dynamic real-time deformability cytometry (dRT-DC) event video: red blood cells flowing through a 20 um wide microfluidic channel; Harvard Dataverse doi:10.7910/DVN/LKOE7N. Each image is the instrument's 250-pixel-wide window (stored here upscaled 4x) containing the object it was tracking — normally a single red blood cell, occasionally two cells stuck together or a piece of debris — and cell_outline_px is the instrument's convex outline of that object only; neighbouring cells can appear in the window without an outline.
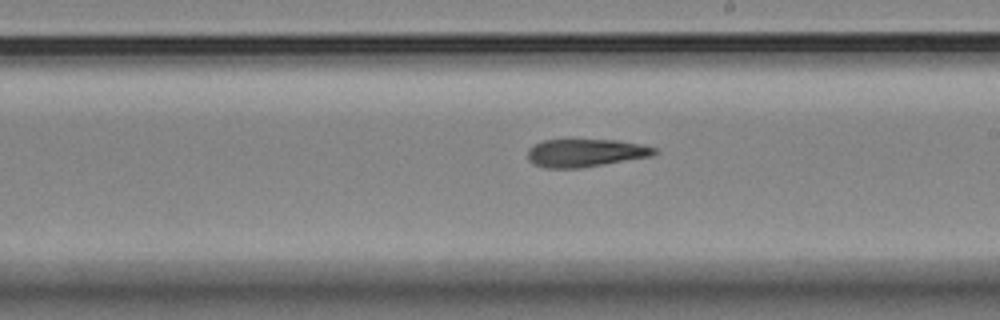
{"species": "Egyptian fruit bat (a non-hibernating species)", "species_latin": "Rousettus aegyptiacus", "temperature_condition": "room temperature", "stored_images_in_passage": 11, "segment_of_instrument_passage": [1, 2], "camera_frame_rate_fps": 3000, "um_per_image_px": 0.085, "animal": {"sex": "female"}, "frame": {"image": 1, "passage_image": 10, "time_ms": 11.0, "image_size_px": [1000, 320], "cell_outline_px": [[660, 152], [652, 156], [580, 168], [544, 168], [528, 160], [528, 148], [544, 140], [616, 140], [644, 144], [656, 148]], "centroid_in_image_um": [49.81, 12.99], "position_along_channel_um": 239.2, "area_um2": 20.63}}